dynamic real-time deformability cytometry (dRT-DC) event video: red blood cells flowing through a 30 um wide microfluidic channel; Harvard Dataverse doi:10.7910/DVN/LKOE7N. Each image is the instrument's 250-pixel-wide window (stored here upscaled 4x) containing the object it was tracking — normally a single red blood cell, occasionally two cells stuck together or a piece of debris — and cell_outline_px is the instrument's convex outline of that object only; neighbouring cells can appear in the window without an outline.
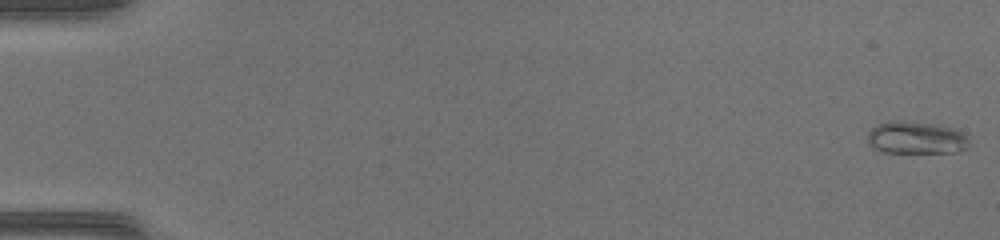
{"species": "common noctule bat (a hibernating species)", "species_latin": "Nyctalus noctula", "temperature_condition": "warm", "stored_images_in_passage": 50, "camera_frame_rate_fps": 3000, "um_per_image_px": 0.085, "animal": {"sex": "female", "body_mass_g": 17.0, "forearm_length_mm": 48.0}, "frame": {"image": 1, "passage_image": 1, "time_ms": 0.0, "image_size_px": [1000, 240], "cell_outline_px": [[968, 148], [956, 152], [884, 152], [868, 144], [868, 132], [872, 128], [880, 124], [896, 120], [900, 120], [936, 124], [952, 128], [960, 132], [968, 140]], "centroid_in_image_um": [77.86, 11.71], "position_along_channel_um": 7.1, "area_um2": 18.9}}
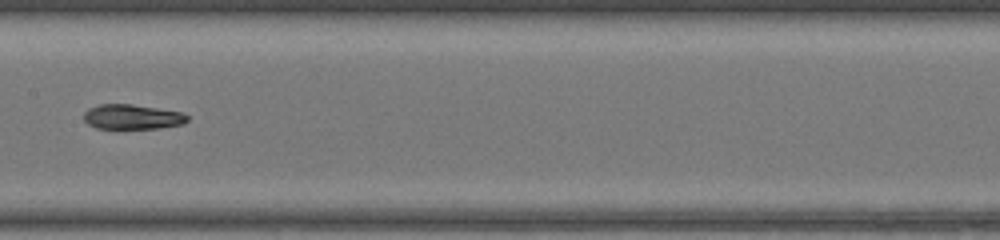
{"frame": {"image": 2, "passage_image": 27, "time_ms": 8.667, "image_size_px": [1000, 240], "cell_outline_px": [[188, 120], [184, 124], [160, 128], [96, 128], [88, 124], [84, 120], [84, 112], [88, 108], [100, 104], [132, 104], [184, 112], [188, 116]], "centroid_in_image_um": [11.26, 9.92], "position_along_channel_um": 196.1, "area_um2": 15.09}}
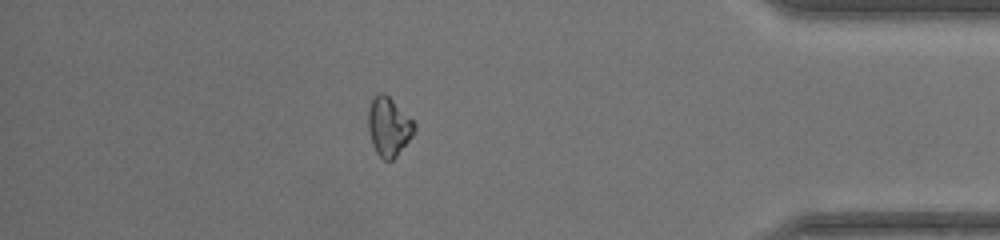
{"frame": {"image": 3, "passage_image": 44, "time_ms": 14.333, "image_size_px": [1000, 240], "cell_outline_px": [[416, 128], [412, 136], [396, 156], [392, 160], [384, 160], [376, 152], [372, 144], [368, 128], [368, 108], [372, 96], [376, 92], [384, 92], [416, 124]], "centroid_in_image_um": [33.01, 10.74], "position_along_channel_um": 402.2, "area_um2": 15.78}, "authors_computed_cell_mechanics": {"area_um2": 15.7794, "velocity_mm_per_s": 4.2664, "shape_relaxation_time_tau1_ms": 3.8181, "shape_relaxation_time_tau2_ms": 1.8849, "deformation_change_tau1": 0.2011, "deformation_change_tau2": 0.0745}}